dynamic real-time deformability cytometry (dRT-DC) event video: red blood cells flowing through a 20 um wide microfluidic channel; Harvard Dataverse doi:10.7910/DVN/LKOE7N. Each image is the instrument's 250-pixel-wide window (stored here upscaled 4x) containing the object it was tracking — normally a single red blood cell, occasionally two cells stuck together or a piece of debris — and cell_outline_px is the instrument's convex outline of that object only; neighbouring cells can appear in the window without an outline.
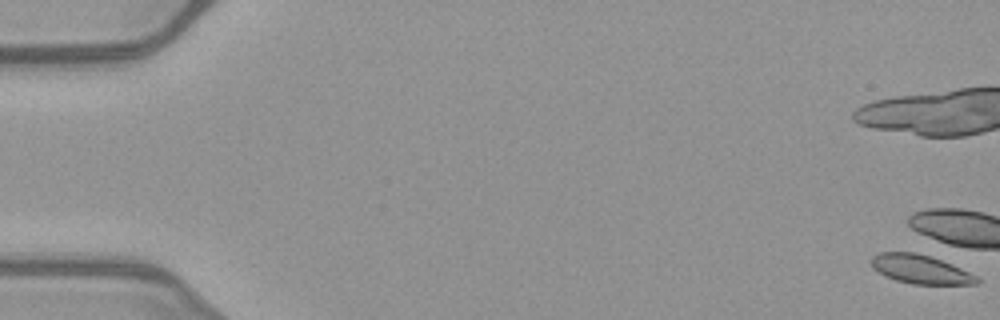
{"species": "common noctule bat (a hibernating species)", "species_latin": "Nyctalus noctula", "temperature_condition": "warm", "stored_images_in_passage": 2, "camera_frame_rate_fps": 3000, "um_per_image_px": 0.085, "animal": {"sex": "female", "body_mass_g": 21.9}, "frame": {"image": 1, "passage_image": 1, "time_ms": 0.0, "image_size_px": [1000, 320], "cell_outline_px": [[980, 284], [912, 284], [896, 280], [884, 276], [872, 268], [872, 256], [880, 252], [916, 252], [952, 264], [976, 276], [980, 280]], "centroid_in_image_um": [78.22, 22.89], "position_along_channel_um": 6.8, "area_um2": 17.63}}